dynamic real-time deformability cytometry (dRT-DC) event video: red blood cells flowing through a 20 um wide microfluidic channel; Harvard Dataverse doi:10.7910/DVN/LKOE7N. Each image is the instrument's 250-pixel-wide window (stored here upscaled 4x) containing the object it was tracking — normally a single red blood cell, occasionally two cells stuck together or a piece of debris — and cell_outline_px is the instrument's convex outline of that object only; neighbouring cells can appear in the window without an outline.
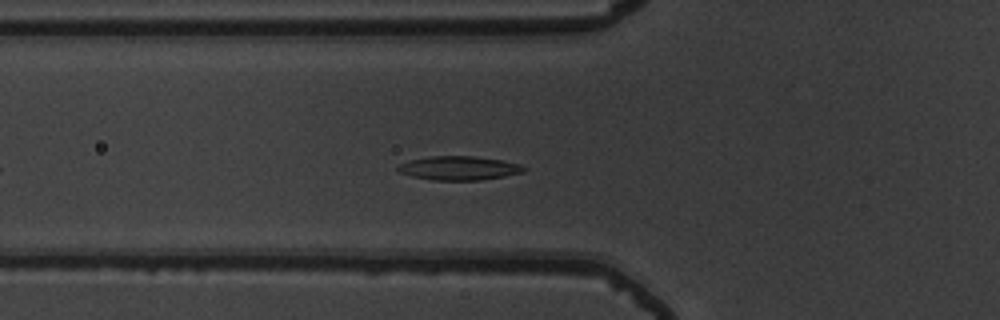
{"species": "common noctule bat (a hibernating species)", "species_latin": "Nyctalus noctula", "temperature_condition": "warm", "stored_images_in_passage": 41, "camera_frame_rate_fps": 3000, "um_per_image_px": 0.085, "animal": {"sex": "male", "body_mass_g": 19.5, "forearm_length_mm": 54.6}, "frame": {"image": 1, "passage_image": 9, "time_ms": 2.667, "image_size_px": [1000, 320], "cell_outline_px": [[528, 168], [524, 172], [504, 176], [480, 180], [432, 180], [412, 176], [400, 172], [396, 168], [400, 164], [408, 160], [428, 156], [472, 156], [500, 160], [520, 164]], "centroid_in_image_um": [39.01, 14.29], "position_along_channel_um": 86.8, "area_um2": 17.51}}
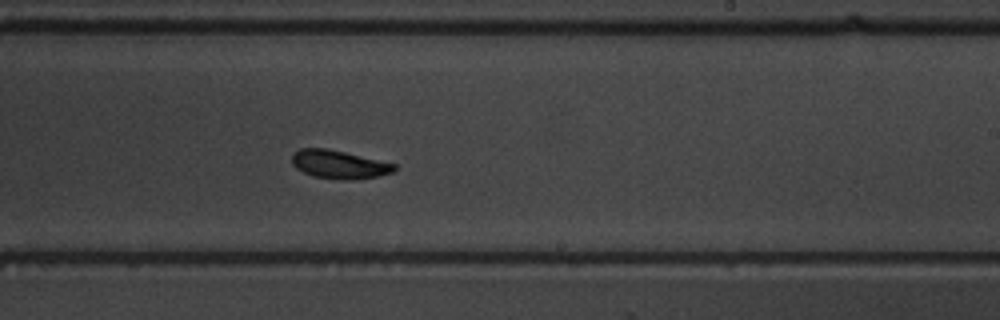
{"frame": {"image": 2, "passage_image": 23, "time_ms": 7.333, "image_size_px": [1000, 320], "cell_outline_px": [[396, 168], [392, 172], [376, 176], [348, 180], [312, 176], [296, 168], [292, 164], [292, 152], [300, 148], [328, 148], [396, 164]], "centroid_in_image_um": [28.77, 13.96], "position_along_channel_um": 260.2, "area_um2": 16.76}}
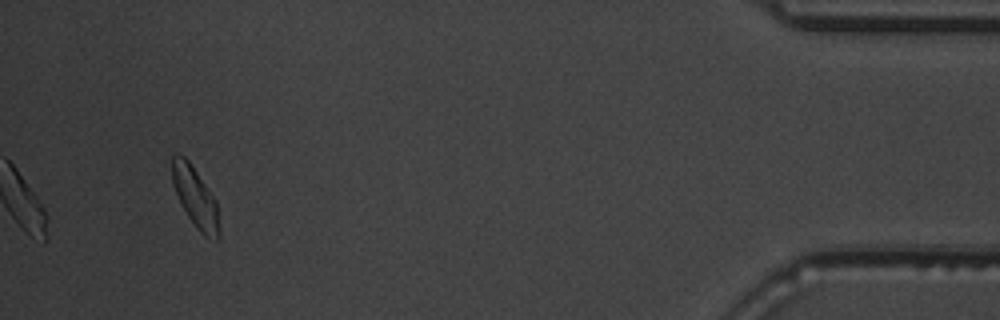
{"frame": {"image": 3, "passage_image": 41, "time_ms": 13.333, "image_size_px": [1000, 320], "cell_outline_px": [[220, 236], [216, 240], [204, 236], [196, 228], [180, 204], [172, 180], [172, 156], [184, 156], [188, 160], [216, 200], [220, 228]], "centroid_in_image_um": [16.62, 16.83], "position_along_channel_um": 418.6, "area_um2": 16.3}, "authors_computed_cell_mechanics": {"area_um2": 17.2822, "velocity_mm_per_s": 3.7122, "shape_relaxation_time_tau1_ms": 5.1158, "shape_relaxation_time_tau2_ms": null, "deformation_change_tau1": 0.2003, "deformation_change_tau2": null}}